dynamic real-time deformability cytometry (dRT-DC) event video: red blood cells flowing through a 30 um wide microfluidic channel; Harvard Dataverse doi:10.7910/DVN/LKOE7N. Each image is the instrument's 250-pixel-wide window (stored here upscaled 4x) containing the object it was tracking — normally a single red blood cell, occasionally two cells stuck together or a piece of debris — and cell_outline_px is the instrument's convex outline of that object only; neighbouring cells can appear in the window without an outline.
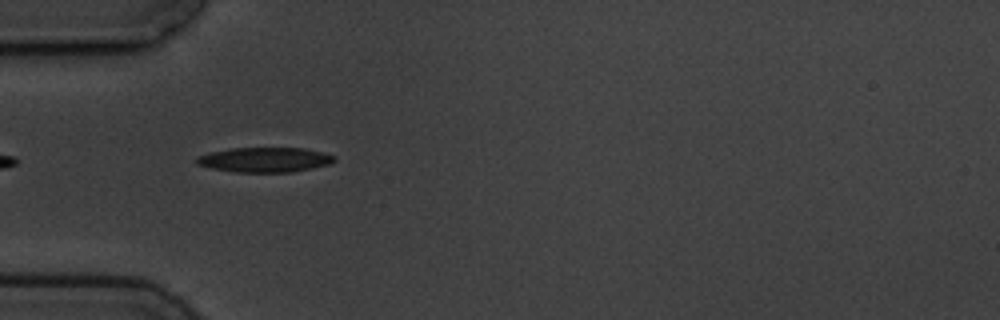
{"species": "common noctule bat (a hibernating species)", "species_latin": "Nyctalus noctula", "temperature_condition": "cold", "stored_images_in_passage": 6, "camera_frame_rate_fps": 3000, "um_per_image_px": 0.085, "animal": {"sex": "male", "body_mass_g": 19.5, "forearm_length_mm": 54.6}, "frame": {"image": 1, "passage_image": 5, "time_ms": 4.667, "image_size_px": [1000, 320], "cell_outline_px": [[336, 160], [328, 164], [288, 172], [236, 172], [212, 168], [196, 164], [196, 156], [208, 152], [228, 148], [304, 148], [324, 152], [336, 156]], "centroid_in_image_um": [22.46, 13.56], "position_along_channel_um": 62.5, "area_um2": 19.88}}
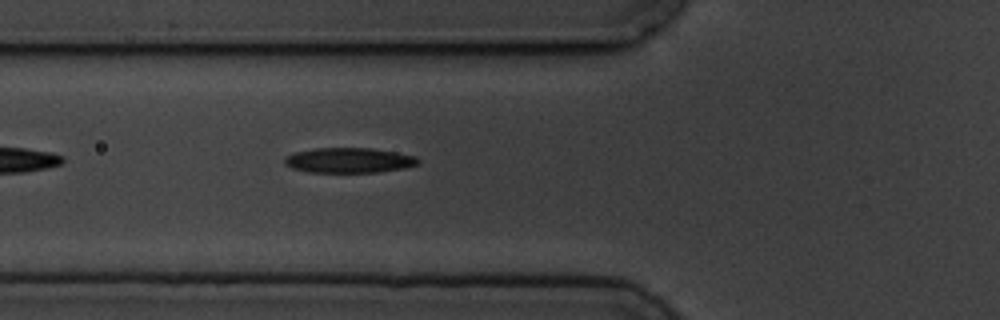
{"frame": {"image": 2, "passage_image": 6, "time_ms": 5.667, "image_size_px": [1000, 320], "cell_outline_px": [[420, 164], [404, 168], [380, 172], [308, 172], [292, 168], [284, 164], [284, 156], [296, 152], [312, 148], [372, 148], [396, 152], [416, 156], [420, 160]], "centroid_in_image_um": [29.67, 13.62], "position_along_channel_um": 96.1, "area_um2": 19.71}}